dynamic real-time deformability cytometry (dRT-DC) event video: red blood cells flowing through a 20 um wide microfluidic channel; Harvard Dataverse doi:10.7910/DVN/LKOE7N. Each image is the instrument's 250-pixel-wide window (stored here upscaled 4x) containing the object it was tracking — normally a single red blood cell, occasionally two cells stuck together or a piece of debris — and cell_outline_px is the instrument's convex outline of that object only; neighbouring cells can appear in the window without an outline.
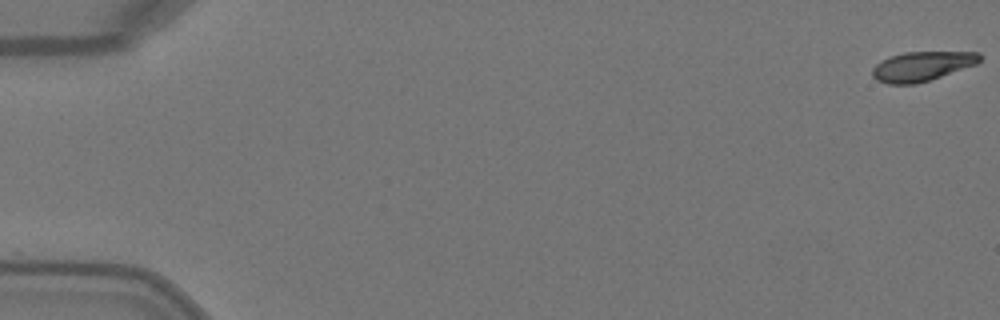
{"species": "Egyptian fruit bat (a non-hibernating species)", "species_latin": "Rousettus aegyptiacus", "temperature_condition": "warm", "stored_images_in_passage": 4, "camera_frame_rate_fps": 3000, "um_per_image_px": 0.085, "animal": {"sex": "female"}, "frame": {"image": 1, "passage_image": 1, "time_ms": 0.0, "image_size_px": [1000, 320], "cell_outline_px": [[984, 56], [976, 64], [916, 84], [888, 84], [876, 80], [872, 76], [872, 68], [880, 60], [904, 52], [980, 52]], "centroid_in_image_um": [78.35, 5.62], "position_along_channel_um": 6.7, "area_um2": 18.38}}